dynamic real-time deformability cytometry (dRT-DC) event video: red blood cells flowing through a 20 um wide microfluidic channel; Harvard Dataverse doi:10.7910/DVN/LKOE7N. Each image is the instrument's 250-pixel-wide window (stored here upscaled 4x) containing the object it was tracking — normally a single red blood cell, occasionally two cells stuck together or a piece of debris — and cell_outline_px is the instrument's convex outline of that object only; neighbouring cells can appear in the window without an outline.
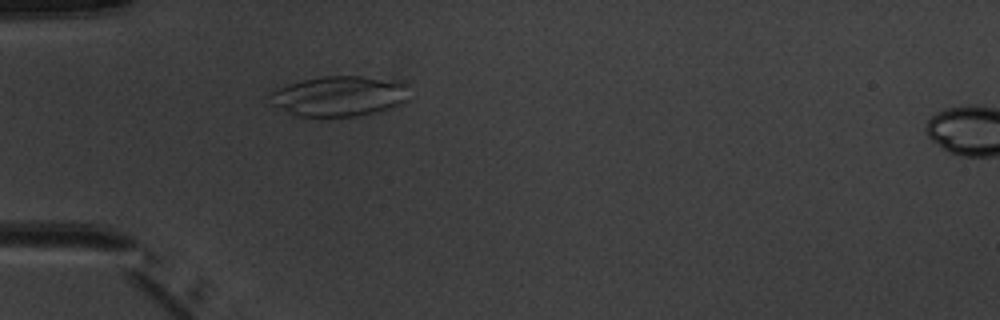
{"species": "common noctule bat (a hibernating species)", "species_latin": "Nyctalus noctula", "temperature_condition": "warm", "stored_images_in_passage": 3, "camera_frame_rate_fps": 3000, "um_per_image_px": 0.085, "animal": {"sex": "male", "body_mass_g": 20.1, "forearm_length_mm": 53.5}, "frame": {"image": 1, "passage_image": 2, "time_ms": 1.333, "image_size_px": [1000, 320], "cell_outline_px": [[408, 100], [404, 104], [392, 108], [360, 116], [292, 116], [272, 104], [268, 96], [276, 88], [288, 84], [304, 80], [324, 76], [360, 76], [400, 80], [408, 84]], "centroid_in_image_um": [28.88, 8.17], "position_along_channel_um": 56.1, "area_um2": 33.23}}